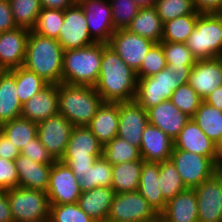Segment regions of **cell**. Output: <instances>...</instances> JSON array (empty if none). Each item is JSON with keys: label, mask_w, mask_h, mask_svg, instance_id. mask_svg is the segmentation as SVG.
Here are the masks:
<instances>
[{"label": "cell", "mask_w": 222, "mask_h": 222, "mask_svg": "<svg viewBox=\"0 0 222 222\" xmlns=\"http://www.w3.org/2000/svg\"><path fill=\"white\" fill-rule=\"evenodd\" d=\"M137 79L136 71L129 67L112 47L103 43L99 78L94 86L103 102L133 101Z\"/></svg>", "instance_id": "obj_1"}, {"label": "cell", "mask_w": 222, "mask_h": 222, "mask_svg": "<svg viewBox=\"0 0 222 222\" xmlns=\"http://www.w3.org/2000/svg\"><path fill=\"white\" fill-rule=\"evenodd\" d=\"M63 48L56 39L29 32L23 67L49 84L62 83Z\"/></svg>", "instance_id": "obj_2"}, {"label": "cell", "mask_w": 222, "mask_h": 222, "mask_svg": "<svg viewBox=\"0 0 222 222\" xmlns=\"http://www.w3.org/2000/svg\"><path fill=\"white\" fill-rule=\"evenodd\" d=\"M103 103L94 86L58 84L59 114L76 126H87Z\"/></svg>", "instance_id": "obj_3"}, {"label": "cell", "mask_w": 222, "mask_h": 222, "mask_svg": "<svg viewBox=\"0 0 222 222\" xmlns=\"http://www.w3.org/2000/svg\"><path fill=\"white\" fill-rule=\"evenodd\" d=\"M103 55V43L63 51L62 83L95 86Z\"/></svg>", "instance_id": "obj_4"}, {"label": "cell", "mask_w": 222, "mask_h": 222, "mask_svg": "<svg viewBox=\"0 0 222 222\" xmlns=\"http://www.w3.org/2000/svg\"><path fill=\"white\" fill-rule=\"evenodd\" d=\"M190 71L166 67L153 76L138 78L134 100L147 111L162 101L171 99L178 86L189 82Z\"/></svg>", "instance_id": "obj_5"}, {"label": "cell", "mask_w": 222, "mask_h": 222, "mask_svg": "<svg viewBox=\"0 0 222 222\" xmlns=\"http://www.w3.org/2000/svg\"><path fill=\"white\" fill-rule=\"evenodd\" d=\"M103 146L87 126L73 127L65 153L60 161L67 164L80 179L94 162L102 157Z\"/></svg>", "instance_id": "obj_6"}, {"label": "cell", "mask_w": 222, "mask_h": 222, "mask_svg": "<svg viewBox=\"0 0 222 222\" xmlns=\"http://www.w3.org/2000/svg\"><path fill=\"white\" fill-rule=\"evenodd\" d=\"M186 45L196 60L222 57V13H200Z\"/></svg>", "instance_id": "obj_7"}, {"label": "cell", "mask_w": 222, "mask_h": 222, "mask_svg": "<svg viewBox=\"0 0 222 222\" xmlns=\"http://www.w3.org/2000/svg\"><path fill=\"white\" fill-rule=\"evenodd\" d=\"M13 222H48L47 193L40 190L14 187L7 190Z\"/></svg>", "instance_id": "obj_8"}, {"label": "cell", "mask_w": 222, "mask_h": 222, "mask_svg": "<svg viewBox=\"0 0 222 222\" xmlns=\"http://www.w3.org/2000/svg\"><path fill=\"white\" fill-rule=\"evenodd\" d=\"M112 222H159V214L137 191L115 193L107 217Z\"/></svg>", "instance_id": "obj_9"}, {"label": "cell", "mask_w": 222, "mask_h": 222, "mask_svg": "<svg viewBox=\"0 0 222 222\" xmlns=\"http://www.w3.org/2000/svg\"><path fill=\"white\" fill-rule=\"evenodd\" d=\"M170 160L187 188H195L214 174V162L207 156L173 148Z\"/></svg>", "instance_id": "obj_10"}, {"label": "cell", "mask_w": 222, "mask_h": 222, "mask_svg": "<svg viewBox=\"0 0 222 222\" xmlns=\"http://www.w3.org/2000/svg\"><path fill=\"white\" fill-rule=\"evenodd\" d=\"M46 193L50 205H61L78 202L82 192L72 170L59 160L51 166Z\"/></svg>", "instance_id": "obj_11"}, {"label": "cell", "mask_w": 222, "mask_h": 222, "mask_svg": "<svg viewBox=\"0 0 222 222\" xmlns=\"http://www.w3.org/2000/svg\"><path fill=\"white\" fill-rule=\"evenodd\" d=\"M57 41L63 50L79 49L95 43L90 36L84 10L79 3L64 11V23Z\"/></svg>", "instance_id": "obj_12"}, {"label": "cell", "mask_w": 222, "mask_h": 222, "mask_svg": "<svg viewBox=\"0 0 222 222\" xmlns=\"http://www.w3.org/2000/svg\"><path fill=\"white\" fill-rule=\"evenodd\" d=\"M73 127L59 113L37 123V136L55 161L62 159Z\"/></svg>", "instance_id": "obj_13"}, {"label": "cell", "mask_w": 222, "mask_h": 222, "mask_svg": "<svg viewBox=\"0 0 222 222\" xmlns=\"http://www.w3.org/2000/svg\"><path fill=\"white\" fill-rule=\"evenodd\" d=\"M76 3L84 10L91 38L108 44L116 31L109 0H76Z\"/></svg>", "instance_id": "obj_14"}, {"label": "cell", "mask_w": 222, "mask_h": 222, "mask_svg": "<svg viewBox=\"0 0 222 222\" xmlns=\"http://www.w3.org/2000/svg\"><path fill=\"white\" fill-rule=\"evenodd\" d=\"M155 42L141 37L127 29L116 30L108 45L133 70L137 71Z\"/></svg>", "instance_id": "obj_15"}, {"label": "cell", "mask_w": 222, "mask_h": 222, "mask_svg": "<svg viewBox=\"0 0 222 222\" xmlns=\"http://www.w3.org/2000/svg\"><path fill=\"white\" fill-rule=\"evenodd\" d=\"M148 123V112L135 100L119 102L118 137L140 149L142 134Z\"/></svg>", "instance_id": "obj_16"}, {"label": "cell", "mask_w": 222, "mask_h": 222, "mask_svg": "<svg viewBox=\"0 0 222 222\" xmlns=\"http://www.w3.org/2000/svg\"><path fill=\"white\" fill-rule=\"evenodd\" d=\"M188 83L204 100L222 86V57L197 60L191 68Z\"/></svg>", "instance_id": "obj_17"}, {"label": "cell", "mask_w": 222, "mask_h": 222, "mask_svg": "<svg viewBox=\"0 0 222 222\" xmlns=\"http://www.w3.org/2000/svg\"><path fill=\"white\" fill-rule=\"evenodd\" d=\"M198 204V222H222V187L213 175L194 188Z\"/></svg>", "instance_id": "obj_18"}, {"label": "cell", "mask_w": 222, "mask_h": 222, "mask_svg": "<svg viewBox=\"0 0 222 222\" xmlns=\"http://www.w3.org/2000/svg\"><path fill=\"white\" fill-rule=\"evenodd\" d=\"M29 30L16 27L0 32V70L6 71L23 66Z\"/></svg>", "instance_id": "obj_19"}, {"label": "cell", "mask_w": 222, "mask_h": 222, "mask_svg": "<svg viewBox=\"0 0 222 222\" xmlns=\"http://www.w3.org/2000/svg\"><path fill=\"white\" fill-rule=\"evenodd\" d=\"M209 157L214 163L219 159V147L191 118L174 140V147Z\"/></svg>", "instance_id": "obj_20"}, {"label": "cell", "mask_w": 222, "mask_h": 222, "mask_svg": "<svg viewBox=\"0 0 222 222\" xmlns=\"http://www.w3.org/2000/svg\"><path fill=\"white\" fill-rule=\"evenodd\" d=\"M147 112L149 124L160 128L173 141L191 119L187 114L181 112L170 99L151 107Z\"/></svg>", "instance_id": "obj_21"}, {"label": "cell", "mask_w": 222, "mask_h": 222, "mask_svg": "<svg viewBox=\"0 0 222 222\" xmlns=\"http://www.w3.org/2000/svg\"><path fill=\"white\" fill-rule=\"evenodd\" d=\"M58 113V84H48L22 105L21 117L38 123Z\"/></svg>", "instance_id": "obj_22"}, {"label": "cell", "mask_w": 222, "mask_h": 222, "mask_svg": "<svg viewBox=\"0 0 222 222\" xmlns=\"http://www.w3.org/2000/svg\"><path fill=\"white\" fill-rule=\"evenodd\" d=\"M174 141L160 128L148 123L142 134L140 156L145 162L170 160Z\"/></svg>", "instance_id": "obj_23"}, {"label": "cell", "mask_w": 222, "mask_h": 222, "mask_svg": "<svg viewBox=\"0 0 222 222\" xmlns=\"http://www.w3.org/2000/svg\"><path fill=\"white\" fill-rule=\"evenodd\" d=\"M159 222H198V204L194 188H187L166 202Z\"/></svg>", "instance_id": "obj_24"}, {"label": "cell", "mask_w": 222, "mask_h": 222, "mask_svg": "<svg viewBox=\"0 0 222 222\" xmlns=\"http://www.w3.org/2000/svg\"><path fill=\"white\" fill-rule=\"evenodd\" d=\"M14 163L18 172L19 187L47 192L52 164H40L21 154Z\"/></svg>", "instance_id": "obj_25"}, {"label": "cell", "mask_w": 222, "mask_h": 222, "mask_svg": "<svg viewBox=\"0 0 222 222\" xmlns=\"http://www.w3.org/2000/svg\"><path fill=\"white\" fill-rule=\"evenodd\" d=\"M119 103L103 102L87 127L104 146L117 136Z\"/></svg>", "instance_id": "obj_26"}, {"label": "cell", "mask_w": 222, "mask_h": 222, "mask_svg": "<svg viewBox=\"0 0 222 222\" xmlns=\"http://www.w3.org/2000/svg\"><path fill=\"white\" fill-rule=\"evenodd\" d=\"M115 192L111 187H97L82 192L78 204L96 222L107 220Z\"/></svg>", "instance_id": "obj_27"}, {"label": "cell", "mask_w": 222, "mask_h": 222, "mask_svg": "<svg viewBox=\"0 0 222 222\" xmlns=\"http://www.w3.org/2000/svg\"><path fill=\"white\" fill-rule=\"evenodd\" d=\"M21 111L15 77L8 70L0 71V125L21 117Z\"/></svg>", "instance_id": "obj_28"}, {"label": "cell", "mask_w": 222, "mask_h": 222, "mask_svg": "<svg viewBox=\"0 0 222 222\" xmlns=\"http://www.w3.org/2000/svg\"><path fill=\"white\" fill-rule=\"evenodd\" d=\"M159 163L144 162L137 192L160 214L166 206V200L158 185Z\"/></svg>", "instance_id": "obj_29"}, {"label": "cell", "mask_w": 222, "mask_h": 222, "mask_svg": "<svg viewBox=\"0 0 222 222\" xmlns=\"http://www.w3.org/2000/svg\"><path fill=\"white\" fill-rule=\"evenodd\" d=\"M163 25L155 7L140 8L126 29L155 43H160L163 37Z\"/></svg>", "instance_id": "obj_30"}, {"label": "cell", "mask_w": 222, "mask_h": 222, "mask_svg": "<svg viewBox=\"0 0 222 222\" xmlns=\"http://www.w3.org/2000/svg\"><path fill=\"white\" fill-rule=\"evenodd\" d=\"M140 160L112 165L111 188L115 193L134 192L139 188V181L143 163Z\"/></svg>", "instance_id": "obj_31"}, {"label": "cell", "mask_w": 222, "mask_h": 222, "mask_svg": "<svg viewBox=\"0 0 222 222\" xmlns=\"http://www.w3.org/2000/svg\"><path fill=\"white\" fill-rule=\"evenodd\" d=\"M191 118L218 147L222 145V110L202 101Z\"/></svg>", "instance_id": "obj_32"}, {"label": "cell", "mask_w": 222, "mask_h": 222, "mask_svg": "<svg viewBox=\"0 0 222 222\" xmlns=\"http://www.w3.org/2000/svg\"><path fill=\"white\" fill-rule=\"evenodd\" d=\"M0 131L21 151L30 140L37 137V123L19 117L0 125Z\"/></svg>", "instance_id": "obj_33"}, {"label": "cell", "mask_w": 222, "mask_h": 222, "mask_svg": "<svg viewBox=\"0 0 222 222\" xmlns=\"http://www.w3.org/2000/svg\"><path fill=\"white\" fill-rule=\"evenodd\" d=\"M8 71L15 77L17 94L22 105L49 84L23 66Z\"/></svg>", "instance_id": "obj_34"}, {"label": "cell", "mask_w": 222, "mask_h": 222, "mask_svg": "<svg viewBox=\"0 0 222 222\" xmlns=\"http://www.w3.org/2000/svg\"><path fill=\"white\" fill-rule=\"evenodd\" d=\"M81 192L97 187H111L112 165L102 156L78 179Z\"/></svg>", "instance_id": "obj_35"}, {"label": "cell", "mask_w": 222, "mask_h": 222, "mask_svg": "<svg viewBox=\"0 0 222 222\" xmlns=\"http://www.w3.org/2000/svg\"><path fill=\"white\" fill-rule=\"evenodd\" d=\"M158 185L166 201L187 189L171 160L159 163Z\"/></svg>", "instance_id": "obj_36"}, {"label": "cell", "mask_w": 222, "mask_h": 222, "mask_svg": "<svg viewBox=\"0 0 222 222\" xmlns=\"http://www.w3.org/2000/svg\"><path fill=\"white\" fill-rule=\"evenodd\" d=\"M160 44L165 53L167 67L170 69L191 70L195 65L197 60L186 43L161 41Z\"/></svg>", "instance_id": "obj_37"}, {"label": "cell", "mask_w": 222, "mask_h": 222, "mask_svg": "<svg viewBox=\"0 0 222 222\" xmlns=\"http://www.w3.org/2000/svg\"><path fill=\"white\" fill-rule=\"evenodd\" d=\"M16 27L34 29L41 11L40 0H8Z\"/></svg>", "instance_id": "obj_38"}, {"label": "cell", "mask_w": 222, "mask_h": 222, "mask_svg": "<svg viewBox=\"0 0 222 222\" xmlns=\"http://www.w3.org/2000/svg\"><path fill=\"white\" fill-rule=\"evenodd\" d=\"M102 156L111 164L140 160V150L118 136L103 146Z\"/></svg>", "instance_id": "obj_39"}, {"label": "cell", "mask_w": 222, "mask_h": 222, "mask_svg": "<svg viewBox=\"0 0 222 222\" xmlns=\"http://www.w3.org/2000/svg\"><path fill=\"white\" fill-rule=\"evenodd\" d=\"M199 15L187 14L165 22L161 41L186 43L196 26Z\"/></svg>", "instance_id": "obj_40"}, {"label": "cell", "mask_w": 222, "mask_h": 222, "mask_svg": "<svg viewBox=\"0 0 222 222\" xmlns=\"http://www.w3.org/2000/svg\"><path fill=\"white\" fill-rule=\"evenodd\" d=\"M64 23V11L41 8L34 29V33L52 39H58L59 31Z\"/></svg>", "instance_id": "obj_41"}, {"label": "cell", "mask_w": 222, "mask_h": 222, "mask_svg": "<svg viewBox=\"0 0 222 222\" xmlns=\"http://www.w3.org/2000/svg\"><path fill=\"white\" fill-rule=\"evenodd\" d=\"M155 8L163 24L187 14H200L193 0H156Z\"/></svg>", "instance_id": "obj_42"}, {"label": "cell", "mask_w": 222, "mask_h": 222, "mask_svg": "<svg viewBox=\"0 0 222 222\" xmlns=\"http://www.w3.org/2000/svg\"><path fill=\"white\" fill-rule=\"evenodd\" d=\"M171 102L181 111L192 117L203 101L189 83L178 86L171 96Z\"/></svg>", "instance_id": "obj_43"}, {"label": "cell", "mask_w": 222, "mask_h": 222, "mask_svg": "<svg viewBox=\"0 0 222 222\" xmlns=\"http://www.w3.org/2000/svg\"><path fill=\"white\" fill-rule=\"evenodd\" d=\"M48 222H96L76 203L50 205Z\"/></svg>", "instance_id": "obj_44"}, {"label": "cell", "mask_w": 222, "mask_h": 222, "mask_svg": "<svg viewBox=\"0 0 222 222\" xmlns=\"http://www.w3.org/2000/svg\"><path fill=\"white\" fill-rule=\"evenodd\" d=\"M109 2L115 30L126 29L140 10L134 0H109Z\"/></svg>", "instance_id": "obj_45"}, {"label": "cell", "mask_w": 222, "mask_h": 222, "mask_svg": "<svg viewBox=\"0 0 222 222\" xmlns=\"http://www.w3.org/2000/svg\"><path fill=\"white\" fill-rule=\"evenodd\" d=\"M167 67L165 53L160 43H155L136 71L137 78H145L157 74Z\"/></svg>", "instance_id": "obj_46"}, {"label": "cell", "mask_w": 222, "mask_h": 222, "mask_svg": "<svg viewBox=\"0 0 222 222\" xmlns=\"http://www.w3.org/2000/svg\"><path fill=\"white\" fill-rule=\"evenodd\" d=\"M20 154L40 164H53L55 162L38 136L30 140L29 144L21 149Z\"/></svg>", "instance_id": "obj_47"}, {"label": "cell", "mask_w": 222, "mask_h": 222, "mask_svg": "<svg viewBox=\"0 0 222 222\" xmlns=\"http://www.w3.org/2000/svg\"><path fill=\"white\" fill-rule=\"evenodd\" d=\"M18 172L14 161L0 157V190L18 187Z\"/></svg>", "instance_id": "obj_48"}, {"label": "cell", "mask_w": 222, "mask_h": 222, "mask_svg": "<svg viewBox=\"0 0 222 222\" xmlns=\"http://www.w3.org/2000/svg\"><path fill=\"white\" fill-rule=\"evenodd\" d=\"M16 28L8 0H0V32Z\"/></svg>", "instance_id": "obj_49"}, {"label": "cell", "mask_w": 222, "mask_h": 222, "mask_svg": "<svg viewBox=\"0 0 222 222\" xmlns=\"http://www.w3.org/2000/svg\"><path fill=\"white\" fill-rule=\"evenodd\" d=\"M19 155L20 150L0 131V157L14 161Z\"/></svg>", "instance_id": "obj_50"}, {"label": "cell", "mask_w": 222, "mask_h": 222, "mask_svg": "<svg viewBox=\"0 0 222 222\" xmlns=\"http://www.w3.org/2000/svg\"><path fill=\"white\" fill-rule=\"evenodd\" d=\"M199 13H222V0H193Z\"/></svg>", "instance_id": "obj_51"}, {"label": "cell", "mask_w": 222, "mask_h": 222, "mask_svg": "<svg viewBox=\"0 0 222 222\" xmlns=\"http://www.w3.org/2000/svg\"><path fill=\"white\" fill-rule=\"evenodd\" d=\"M0 222H13L7 190H0Z\"/></svg>", "instance_id": "obj_52"}, {"label": "cell", "mask_w": 222, "mask_h": 222, "mask_svg": "<svg viewBox=\"0 0 222 222\" xmlns=\"http://www.w3.org/2000/svg\"><path fill=\"white\" fill-rule=\"evenodd\" d=\"M76 0H40L41 8H50L65 11L73 6Z\"/></svg>", "instance_id": "obj_53"}, {"label": "cell", "mask_w": 222, "mask_h": 222, "mask_svg": "<svg viewBox=\"0 0 222 222\" xmlns=\"http://www.w3.org/2000/svg\"><path fill=\"white\" fill-rule=\"evenodd\" d=\"M203 101L219 110H222V86L215 89Z\"/></svg>", "instance_id": "obj_54"}, {"label": "cell", "mask_w": 222, "mask_h": 222, "mask_svg": "<svg viewBox=\"0 0 222 222\" xmlns=\"http://www.w3.org/2000/svg\"><path fill=\"white\" fill-rule=\"evenodd\" d=\"M222 187V160L218 159L214 164V174Z\"/></svg>", "instance_id": "obj_55"}, {"label": "cell", "mask_w": 222, "mask_h": 222, "mask_svg": "<svg viewBox=\"0 0 222 222\" xmlns=\"http://www.w3.org/2000/svg\"><path fill=\"white\" fill-rule=\"evenodd\" d=\"M134 2L140 8H151V7H155V4H156V0H134Z\"/></svg>", "instance_id": "obj_56"}, {"label": "cell", "mask_w": 222, "mask_h": 222, "mask_svg": "<svg viewBox=\"0 0 222 222\" xmlns=\"http://www.w3.org/2000/svg\"><path fill=\"white\" fill-rule=\"evenodd\" d=\"M219 159L222 160V145L219 147Z\"/></svg>", "instance_id": "obj_57"}]
</instances>
